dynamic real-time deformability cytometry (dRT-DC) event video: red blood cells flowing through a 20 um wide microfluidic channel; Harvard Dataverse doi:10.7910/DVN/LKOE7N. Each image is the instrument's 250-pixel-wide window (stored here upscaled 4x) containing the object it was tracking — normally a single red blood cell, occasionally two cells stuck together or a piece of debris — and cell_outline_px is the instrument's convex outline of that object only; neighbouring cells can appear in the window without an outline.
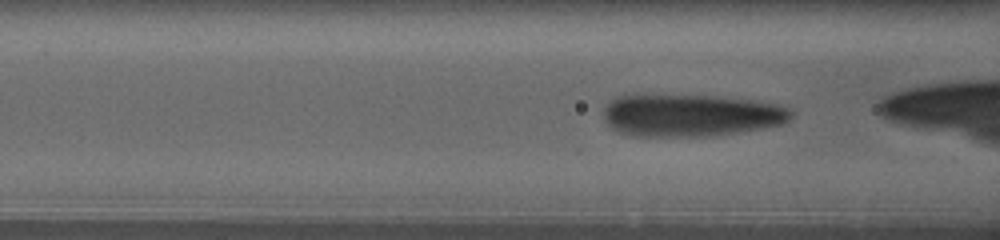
{"species": "human", "species_latin": "Homo sapiens", "temperature_condition": "warm", "stored_images_in_passage": 89, "camera_frame_rate_fps": 3000, "um_per_image_px": 0.085, "donor": {"sex": "female"}, "frame": {"image": 1, "passage_image": 67, "time_ms": 10.333, "image_size_px": [1000, 240], "cell_outline_px": [[796, 112], [792, 120], [784, 124], [712, 136], [632, 136], [616, 132], [604, 120], [604, 108], [616, 96], [636, 92], [716, 96], [752, 100], [780, 104]], "centroid_in_image_um": [58.68, 9.76], "position_along_channel_um": 107.9, "area_um2": 47.69}}
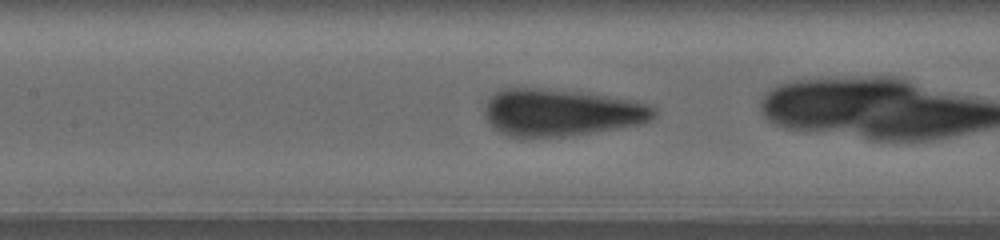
{"frame": {"image": 2, "passage_image": 81, "time_ms": 12.333, "image_size_px": [1000, 240], "cell_outline_px": [[656, 116], [652, 120], [644, 124], [572, 136], [528, 140], [508, 136], [492, 128], [484, 116], [484, 108], [488, 96], [492, 92], [500, 88], [540, 88], [580, 92], [628, 100], [648, 104], [656, 108]], "centroid_in_image_um": [47.62, 9.6], "position_along_channel_um": 159.8, "area_um2": 47.74}}